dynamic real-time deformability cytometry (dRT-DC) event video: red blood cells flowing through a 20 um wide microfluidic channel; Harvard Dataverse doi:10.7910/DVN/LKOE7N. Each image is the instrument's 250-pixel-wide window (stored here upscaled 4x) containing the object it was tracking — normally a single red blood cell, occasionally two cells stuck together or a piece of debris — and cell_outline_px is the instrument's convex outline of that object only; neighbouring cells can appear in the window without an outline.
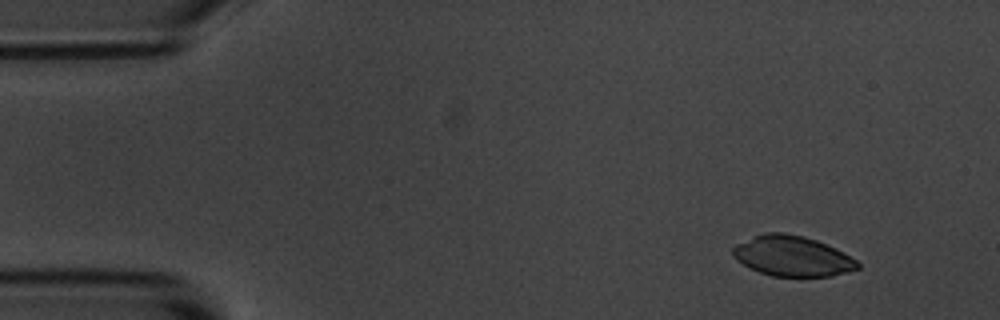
{"species": "common noctule bat (a hibernating species)", "species_latin": "Nyctalus noctula", "temperature_condition": "room temperature", "stored_images_in_passage": 4, "camera_frame_rate_fps": 3000, "um_per_image_px": 0.085, "animal": {"sex": "male", "body_mass_g": 20.1, "forearm_length_mm": 53.5}, "frame": {"image": 1, "passage_image": 1, "time_ms": 0.0, "image_size_px": [1000, 320], "cell_outline_px": [[860, 268], [848, 272], [832, 276], [772, 276], [760, 272], [736, 260], [732, 256], [732, 248], [736, 244], [764, 232], [784, 232], [804, 236], [816, 240], [836, 248], [856, 260], [860, 264]], "centroid_in_image_um": [67.35, 21.76], "position_along_channel_um": 17.7, "area_um2": 29.3}}